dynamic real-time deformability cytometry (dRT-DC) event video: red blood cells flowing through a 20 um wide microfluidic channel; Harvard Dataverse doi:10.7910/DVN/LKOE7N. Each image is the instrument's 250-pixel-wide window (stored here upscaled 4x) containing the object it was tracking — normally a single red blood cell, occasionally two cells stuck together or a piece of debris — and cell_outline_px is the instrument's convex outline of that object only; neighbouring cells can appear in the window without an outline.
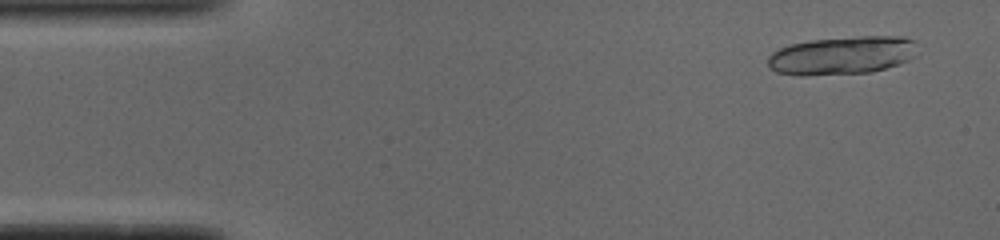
{"species": "common noctule bat (a hibernating species)", "species_latin": "Nyctalus noctula", "temperature_condition": "cold", "stored_images_in_passage": 23, "camera_frame_rate_fps": 3000, "um_per_image_px": 0.085, "animal": {"sex": "male", "body_mass_g": 19.0, "forearm_length_mm": 50.8}, "frame": {"image": 1, "passage_image": 3, "time_ms": 0.667, "image_size_px": [1000, 240], "cell_outline_px": [[916, 40], [912, 56], [908, 60], [872, 72], [776, 72], [768, 64], [768, 56], [772, 52], [780, 48], [792, 44], [812, 40], [860, 36], [904, 36]], "centroid_in_image_um": [71.64, 4.64], "position_along_channel_um": 13.4, "area_um2": 31.67}}